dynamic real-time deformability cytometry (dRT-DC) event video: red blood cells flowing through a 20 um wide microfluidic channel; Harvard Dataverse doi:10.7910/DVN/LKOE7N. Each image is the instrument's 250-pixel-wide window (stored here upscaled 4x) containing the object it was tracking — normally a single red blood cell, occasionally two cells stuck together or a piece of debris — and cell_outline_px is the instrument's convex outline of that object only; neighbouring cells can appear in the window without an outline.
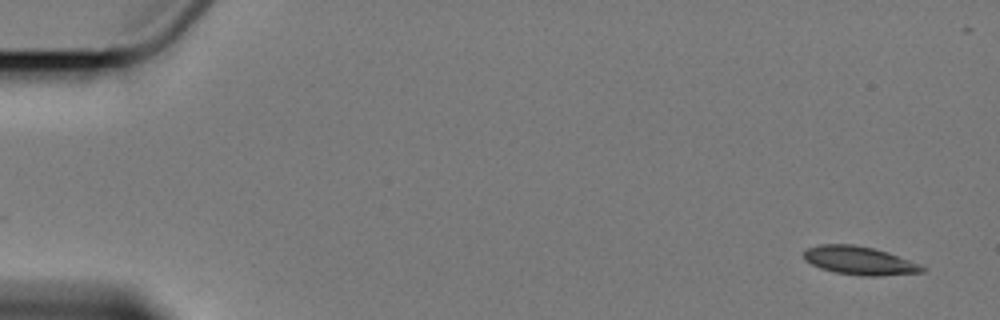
{"species": "Egyptian fruit bat (a non-hibernating species)", "species_latin": "Rousettus aegyptiacus", "temperature_condition": "cold", "stored_images_in_passage": 7, "camera_frame_rate_fps": 3000, "um_per_image_px": 0.085, "animal": {"sex": "female"}, "frame": {"image": 1, "passage_image": 1, "time_ms": 0.0, "image_size_px": [1000, 320], "cell_outline_px": [[928, 268], [924, 272], [880, 276], [860, 276], [836, 272], [820, 268], [804, 260], [804, 248], [820, 244], [852, 244], [872, 248], [888, 252], [920, 264]], "centroid_in_image_um": [73.06, 22.15], "position_along_channel_um": 11.9, "area_um2": 19.71}}
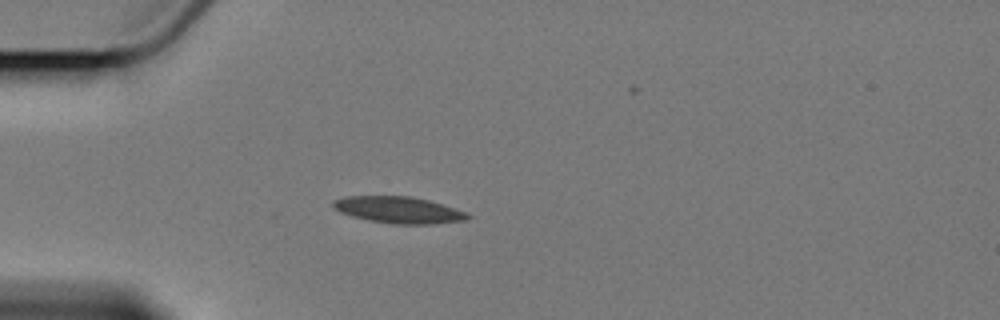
{"frame": {"image": 2, "passage_image": 5, "time_ms": 4.667, "image_size_px": [1000, 320], "cell_outline_px": [[472, 216], [464, 220], [432, 224], [396, 224], [368, 220], [352, 216], [340, 212], [332, 208], [332, 200], [344, 196], [408, 196], [428, 200], [468, 212]], "centroid_in_image_um": [33.85, 17.84], "position_along_channel_um": 51.2, "area_um2": 20.87}}
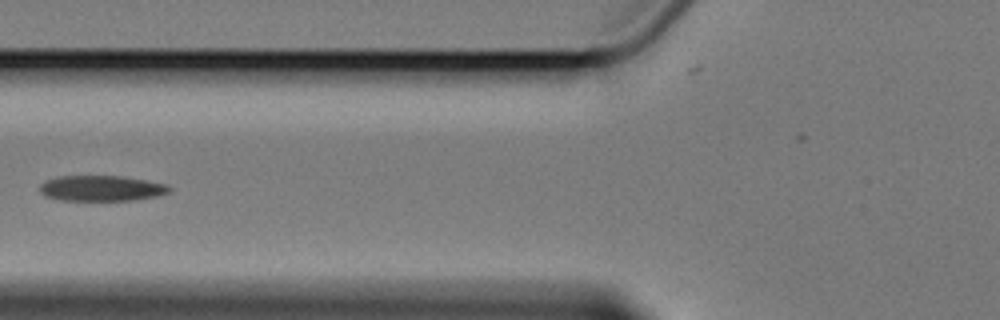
{"frame": {"image": 3, "passage_image": 7, "time_ms": 7.0, "image_size_px": [1000, 320], "cell_outline_px": [[172, 188], [168, 192], [156, 196], [136, 200], [60, 200], [44, 196], [40, 192], [40, 184], [48, 180], [60, 176], [120, 176], [168, 184]], "centroid_in_image_um": [8.62, 16.01], "position_along_channel_um": 117.2, "area_um2": 19.19}}